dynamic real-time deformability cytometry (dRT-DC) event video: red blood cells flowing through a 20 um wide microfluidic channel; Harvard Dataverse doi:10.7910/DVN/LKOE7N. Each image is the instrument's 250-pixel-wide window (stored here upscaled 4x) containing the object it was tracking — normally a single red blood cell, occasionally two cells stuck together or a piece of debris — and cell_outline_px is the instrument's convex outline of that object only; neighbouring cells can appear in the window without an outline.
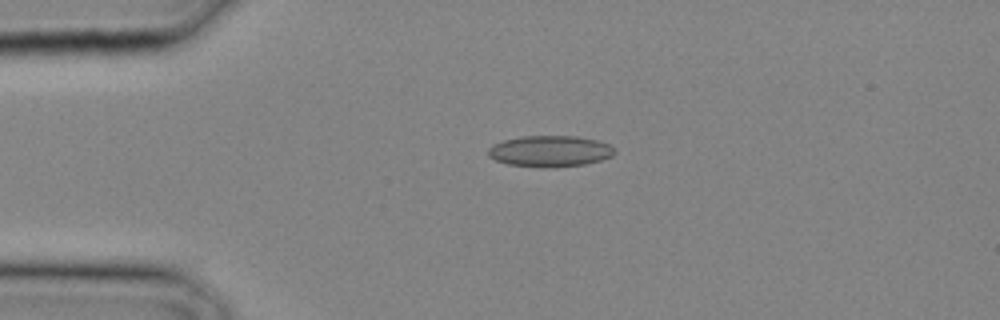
{"species": "common noctule bat (a hibernating species)", "species_latin": "Nyctalus noctula", "temperature_condition": "cold", "stored_images_in_passage": 7, "camera_frame_rate_fps": 3000, "um_per_image_px": 0.085, "animal": {"sex": "male", "body_mass_g": 20.4}, "frame": {"image": 1, "passage_image": 3, "time_ms": 0.667, "image_size_px": [1000, 320], "cell_outline_px": [[616, 152], [612, 156], [600, 160], [584, 164], [556, 168], [544, 168], [508, 164], [496, 160], [488, 156], [488, 148], [492, 144], [504, 140], [520, 136], [576, 136], [596, 140], [608, 144]], "centroid_in_image_um": [46.72, 12.85], "position_along_channel_um": 38.3, "area_um2": 23.06}}
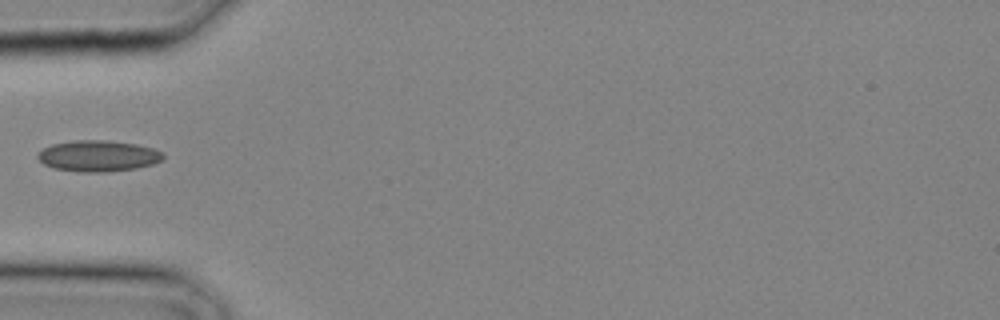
{"frame": {"image": 2, "passage_image": 6, "time_ms": 1.667, "image_size_px": [1000, 320], "cell_outline_px": [[164, 160], [152, 164], [136, 168], [108, 172], [80, 172], [56, 168], [44, 164], [36, 156], [40, 148], [52, 144], [72, 140], [104, 140], [136, 144], [152, 148], [164, 152]], "centroid_in_image_um": [8.34, 13.25], "position_along_channel_um": 76.7, "area_um2": 22.89}}